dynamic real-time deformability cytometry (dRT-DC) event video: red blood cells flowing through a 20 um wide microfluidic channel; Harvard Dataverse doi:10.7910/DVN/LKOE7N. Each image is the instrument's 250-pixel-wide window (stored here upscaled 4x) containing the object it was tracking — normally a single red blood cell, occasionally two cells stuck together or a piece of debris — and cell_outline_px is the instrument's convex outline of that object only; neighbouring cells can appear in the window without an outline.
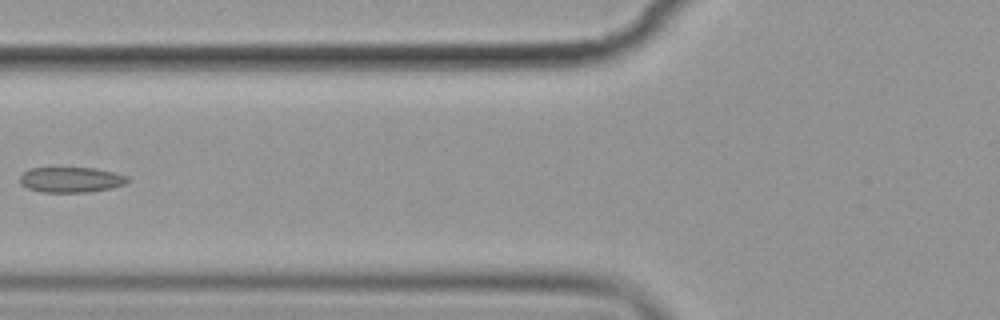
{"species": "common noctule bat (a hibernating species)", "species_latin": "Nyctalus noctula", "temperature_condition": "cold", "stored_images_in_passage": 7, "camera_frame_rate_fps": 3000, "um_per_image_px": 0.085, "animal": {"sex": "female", "body_mass_g": 19.9}, "frame": {"image": 1, "passage_image": 6, "time_ms": 7.0, "image_size_px": [1000, 320], "cell_outline_px": [[132, 180], [124, 184], [112, 188], [88, 192], [40, 192], [28, 188], [20, 184], [20, 176], [28, 168], [96, 168], [128, 176]], "centroid_in_image_um": [6.05, 15.28], "position_along_channel_um": 119.8, "area_um2": 16.01}}
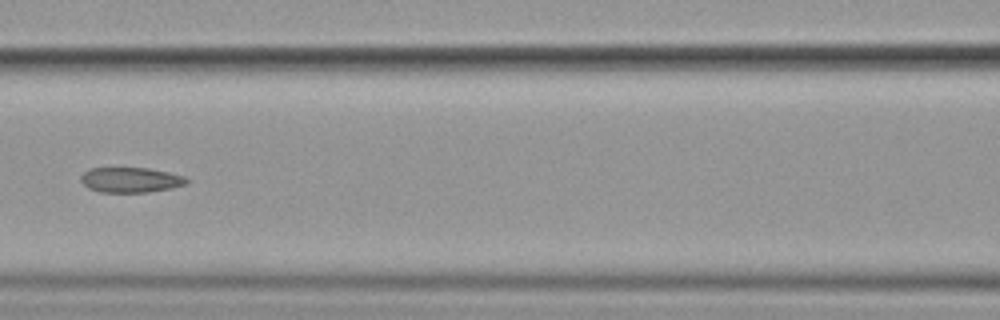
{"frame": {"image": 2, "passage_image": 7, "time_ms": 8.0, "image_size_px": [1000, 320], "cell_outline_px": [[188, 184], [172, 188], [148, 192], [100, 192], [88, 188], [80, 180], [80, 176], [84, 172], [92, 168], [148, 168], [168, 172], [184, 176], [188, 180]], "centroid_in_image_um": [11.11, 15.29], "position_along_channel_um": 155.5, "area_um2": 15.49}}